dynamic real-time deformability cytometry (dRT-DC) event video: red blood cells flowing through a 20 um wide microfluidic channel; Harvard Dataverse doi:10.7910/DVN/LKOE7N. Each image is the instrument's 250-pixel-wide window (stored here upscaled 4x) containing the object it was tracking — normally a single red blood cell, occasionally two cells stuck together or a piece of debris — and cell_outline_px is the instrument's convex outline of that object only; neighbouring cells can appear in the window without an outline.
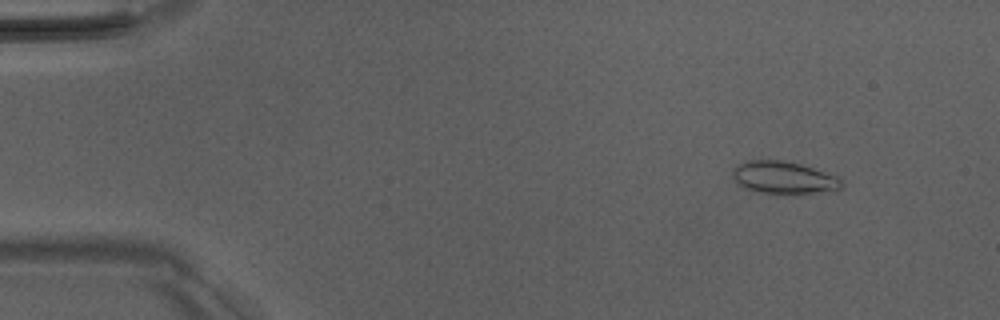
{"species": "Egyptian fruit bat (a non-hibernating species)", "species_latin": "Rousettus aegyptiacus", "temperature_condition": "room temperature", "stored_images_in_passage": 5, "camera_frame_rate_fps": 3000, "um_per_image_px": 0.085, "animal": {"sex": "male"}, "frame": {"image": 1, "passage_image": 1, "time_ms": 0.0, "image_size_px": [1000, 320], "cell_outline_px": [[844, 184], [840, 188], [812, 192], [760, 192], [748, 188], [740, 184], [732, 176], [732, 172], [740, 164], [752, 160], [784, 160], [800, 164], [840, 176], [844, 180]], "centroid_in_image_um": [66.68, 15.06], "position_along_channel_um": 18.3, "area_um2": 19.83}}